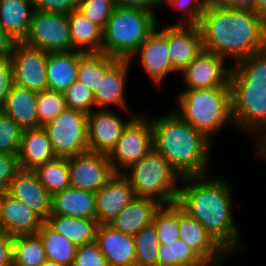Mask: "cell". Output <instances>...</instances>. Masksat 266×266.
<instances>
[{
	"label": "cell",
	"instance_id": "obj_12",
	"mask_svg": "<svg viewBox=\"0 0 266 266\" xmlns=\"http://www.w3.org/2000/svg\"><path fill=\"white\" fill-rule=\"evenodd\" d=\"M70 187L96 193L115 174L108 154L86 151L68 157Z\"/></svg>",
	"mask_w": 266,
	"mask_h": 266
},
{
	"label": "cell",
	"instance_id": "obj_13",
	"mask_svg": "<svg viewBox=\"0 0 266 266\" xmlns=\"http://www.w3.org/2000/svg\"><path fill=\"white\" fill-rule=\"evenodd\" d=\"M225 61V58L204 49L179 74L183 79L184 90L230 87L229 78L232 65Z\"/></svg>",
	"mask_w": 266,
	"mask_h": 266
},
{
	"label": "cell",
	"instance_id": "obj_33",
	"mask_svg": "<svg viewBox=\"0 0 266 266\" xmlns=\"http://www.w3.org/2000/svg\"><path fill=\"white\" fill-rule=\"evenodd\" d=\"M45 189L53 196L70 187L67 157H56L34 170Z\"/></svg>",
	"mask_w": 266,
	"mask_h": 266
},
{
	"label": "cell",
	"instance_id": "obj_46",
	"mask_svg": "<svg viewBox=\"0 0 266 266\" xmlns=\"http://www.w3.org/2000/svg\"><path fill=\"white\" fill-rule=\"evenodd\" d=\"M14 84L13 66L9 58L0 60V109Z\"/></svg>",
	"mask_w": 266,
	"mask_h": 266
},
{
	"label": "cell",
	"instance_id": "obj_20",
	"mask_svg": "<svg viewBox=\"0 0 266 266\" xmlns=\"http://www.w3.org/2000/svg\"><path fill=\"white\" fill-rule=\"evenodd\" d=\"M6 192L23 202L44 221L52 213L53 196L41 184L34 170L19 169Z\"/></svg>",
	"mask_w": 266,
	"mask_h": 266
},
{
	"label": "cell",
	"instance_id": "obj_17",
	"mask_svg": "<svg viewBox=\"0 0 266 266\" xmlns=\"http://www.w3.org/2000/svg\"><path fill=\"white\" fill-rule=\"evenodd\" d=\"M179 239L185 241L208 266H223L224 261L230 257L203 225L184 212L180 206Z\"/></svg>",
	"mask_w": 266,
	"mask_h": 266
},
{
	"label": "cell",
	"instance_id": "obj_30",
	"mask_svg": "<svg viewBox=\"0 0 266 266\" xmlns=\"http://www.w3.org/2000/svg\"><path fill=\"white\" fill-rule=\"evenodd\" d=\"M45 222L77 246L95 241L98 227L96 219L50 215Z\"/></svg>",
	"mask_w": 266,
	"mask_h": 266
},
{
	"label": "cell",
	"instance_id": "obj_6",
	"mask_svg": "<svg viewBox=\"0 0 266 266\" xmlns=\"http://www.w3.org/2000/svg\"><path fill=\"white\" fill-rule=\"evenodd\" d=\"M158 19L151 10L115 6L103 28V53L130 60L157 27Z\"/></svg>",
	"mask_w": 266,
	"mask_h": 266
},
{
	"label": "cell",
	"instance_id": "obj_5",
	"mask_svg": "<svg viewBox=\"0 0 266 266\" xmlns=\"http://www.w3.org/2000/svg\"><path fill=\"white\" fill-rule=\"evenodd\" d=\"M175 97L173 111L212 141L223 128L235 129L230 87L182 90Z\"/></svg>",
	"mask_w": 266,
	"mask_h": 266
},
{
	"label": "cell",
	"instance_id": "obj_28",
	"mask_svg": "<svg viewBox=\"0 0 266 266\" xmlns=\"http://www.w3.org/2000/svg\"><path fill=\"white\" fill-rule=\"evenodd\" d=\"M79 51L49 52L47 58L48 89L64 92L78 76Z\"/></svg>",
	"mask_w": 266,
	"mask_h": 266
},
{
	"label": "cell",
	"instance_id": "obj_40",
	"mask_svg": "<svg viewBox=\"0 0 266 266\" xmlns=\"http://www.w3.org/2000/svg\"><path fill=\"white\" fill-rule=\"evenodd\" d=\"M66 107L90 114L95 108L94 94L87 86L76 80L63 92Z\"/></svg>",
	"mask_w": 266,
	"mask_h": 266
},
{
	"label": "cell",
	"instance_id": "obj_25",
	"mask_svg": "<svg viewBox=\"0 0 266 266\" xmlns=\"http://www.w3.org/2000/svg\"><path fill=\"white\" fill-rule=\"evenodd\" d=\"M37 95V92L13 84L0 110L23 130L38 128Z\"/></svg>",
	"mask_w": 266,
	"mask_h": 266
},
{
	"label": "cell",
	"instance_id": "obj_23",
	"mask_svg": "<svg viewBox=\"0 0 266 266\" xmlns=\"http://www.w3.org/2000/svg\"><path fill=\"white\" fill-rule=\"evenodd\" d=\"M56 157L52 142L44 127L23 130L17 155L20 169L35 170L38 166Z\"/></svg>",
	"mask_w": 266,
	"mask_h": 266
},
{
	"label": "cell",
	"instance_id": "obj_39",
	"mask_svg": "<svg viewBox=\"0 0 266 266\" xmlns=\"http://www.w3.org/2000/svg\"><path fill=\"white\" fill-rule=\"evenodd\" d=\"M23 129L0 110V152L18 155Z\"/></svg>",
	"mask_w": 266,
	"mask_h": 266
},
{
	"label": "cell",
	"instance_id": "obj_29",
	"mask_svg": "<svg viewBox=\"0 0 266 266\" xmlns=\"http://www.w3.org/2000/svg\"><path fill=\"white\" fill-rule=\"evenodd\" d=\"M74 51L103 52V28L90 21L78 9L68 14Z\"/></svg>",
	"mask_w": 266,
	"mask_h": 266
},
{
	"label": "cell",
	"instance_id": "obj_4",
	"mask_svg": "<svg viewBox=\"0 0 266 266\" xmlns=\"http://www.w3.org/2000/svg\"><path fill=\"white\" fill-rule=\"evenodd\" d=\"M229 85L235 128L252 139L266 127V50L234 63Z\"/></svg>",
	"mask_w": 266,
	"mask_h": 266
},
{
	"label": "cell",
	"instance_id": "obj_34",
	"mask_svg": "<svg viewBox=\"0 0 266 266\" xmlns=\"http://www.w3.org/2000/svg\"><path fill=\"white\" fill-rule=\"evenodd\" d=\"M157 266H208L182 239L160 243Z\"/></svg>",
	"mask_w": 266,
	"mask_h": 266
},
{
	"label": "cell",
	"instance_id": "obj_22",
	"mask_svg": "<svg viewBox=\"0 0 266 266\" xmlns=\"http://www.w3.org/2000/svg\"><path fill=\"white\" fill-rule=\"evenodd\" d=\"M95 241L110 266H136L134 236L102 224L97 227Z\"/></svg>",
	"mask_w": 266,
	"mask_h": 266
},
{
	"label": "cell",
	"instance_id": "obj_26",
	"mask_svg": "<svg viewBox=\"0 0 266 266\" xmlns=\"http://www.w3.org/2000/svg\"><path fill=\"white\" fill-rule=\"evenodd\" d=\"M34 11L32 0H0V27L14 42H23Z\"/></svg>",
	"mask_w": 266,
	"mask_h": 266
},
{
	"label": "cell",
	"instance_id": "obj_52",
	"mask_svg": "<svg viewBox=\"0 0 266 266\" xmlns=\"http://www.w3.org/2000/svg\"><path fill=\"white\" fill-rule=\"evenodd\" d=\"M255 11L259 14L262 21L266 24V0H257Z\"/></svg>",
	"mask_w": 266,
	"mask_h": 266
},
{
	"label": "cell",
	"instance_id": "obj_53",
	"mask_svg": "<svg viewBox=\"0 0 266 266\" xmlns=\"http://www.w3.org/2000/svg\"><path fill=\"white\" fill-rule=\"evenodd\" d=\"M41 266H66V265L47 259Z\"/></svg>",
	"mask_w": 266,
	"mask_h": 266
},
{
	"label": "cell",
	"instance_id": "obj_43",
	"mask_svg": "<svg viewBox=\"0 0 266 266\" xmlns=\"http://www.w3.org/2000/svg\"><path fill=\"white\" fill-rule=\"evenodd\" d=\"M72 266H110L96 241L77 246Z\"/></svg>",
	"mask_w": 266,
	"mask_h": 266
},
{
	"label": "cell",
	"instance_id": "obj_32",
	"mask_svg": "<svg viewBox=\"0 0 266 266\" xmlns=\"http://www.w3.org/2000/svg\"><path fill=\"white\" fill-rule=\"evenodd\" d=\"M103 52H80L77 80L94 93L104 73L117 61Z\"/></svg>",
	"mask_w": 266,
	"mask_h": 266
},
{
	"label": "cell",
	"instance_id": "obj_15",
	"mask_svg": "<svg viewBox=\"0 0 266 266\" xmlns=\"http://www.w3.org/2000/svg\"><path fill=\"white\" fill-rule=\"evenodd\" d=\"M165 37L172 66L178 74L204 50L202 33L196 24L166 23Z\"/></svg>",
	"mask_w": 266,
	"mask_h": 266
},
{
	"label": "cell",
	"instance_id": "obj_50",
	"mask_svg": "<svg viewBox=\"0 0 266 266\" xmlns=\"http://www.w3.org/2000/svg\"><path fill=\"white\" fill-rule=\"evenodd\" d=\"M14 41L0 27V60L9 58Z\"/></svg>",
	"mask_w": 266,
	"mask_h": 266
},
{
	"label": "cell",
	"instance_id": "obj_41",
	"mask_svg": "<svg viewBox=\"0 0 266 266\" xmlns=\"http://www.w3.org/2000/svg\"><path fill=\"white\" fill-rule=\"evenodd\" d=\"M210 0H161V8L170 6L180 11L178 24H199L201 16Z\"/></svg>",
	"mask_w": 266,
	"mask_h": 266
},
{
	"label": "cell",
	"instance_id": "obj_49",
	"mask_svg": "<svg viewBox=\"0 0 266 266\" xmlns=\"http://www.w3.org/2000/svg\"><path fill=\"white\" fill-rule=\"evenodd\" d=\"M218 4L227 8L255 10L257 0H215Z\"/></svg>",
	"mask_w": 266,
	"mask_h": 266
},
{
	"label": "cell",
	"instance_id": "obj_3",
	"mask_svg": "<svg viewBox=\"0 0 266 266\" xmlns=\"http://www.w3.org/2000/svg\"><path fill=\"white\" fill-rule=\"evenodd\" d=\"M154 149L181 178L210 174L214 142L174 111L151 117Z\"/></svg>",
	"mask_w": 266,
	"mask_h": 266
},
{
	"label": "cell",
	"instance_id": "obj_16",
	"mask_svg": "<svg viewBox=\"0 0 266 266\" xmlns=\"http://www.w3.org/2000/svg\"><path fill=\"white\" fill-rule=\"evenodd\" d=\"M136 114L131 111L127 120L114 109H95L88 114L89 151L109 154L116 146L123 128Z\"/></svg>",
	"mask_w": 266,
	"mask_h": 266
},
{
	"label": "cell",
	"instance_id": "obj_10",
	"mask_svg": "<svg viewBox=\"0 0 266 266\" xmlns=\"http://www.w3.org/2000/svg\"><path fill=\"white\" fill-rule=\"evenodd\" d=\"M25 45L46 52L74 51L68 14L34 11Z\"/></svg>",
	"mask_w": 266,
	"mask_h": 266
},
{
	"label": "cell",
	"instance_id": "obj_45",
	"mask_svg": "<svg viewBox=\"0 0 266 266\" xmlns=\"http://www.w3.org/2000/svg\"><path fill=\"white\" fill-rule=\"evenodd\" d=\"M19 169L17 156L0 152V185L7 189Z\"/></svg>",
	"mask_w": 266,
	"mask_h": 266
},
{
	"label": "cell",
	"instance_id": "obj_31",
	"mask_svg": "<svg viewBox=\"0 0 266 266\" xmlns=\"http://www.w3.org/2000/svg\"><path fill=\"white\" fill-rule=\"evenodd\" d=\"M42 240L47 259L72 266L77 245L67 239L64 235L56 232L46 222H44L36 233Z\"/></svg>",
	"mask_w": 266,
	"mask_h": 266
},
{
	"label": "cell",
	"instance_id": "obj_2",
	"mask_svg": "<svg viewBox=\"0 0 266 266\" xmlns=\"http://www.w3.org/2000/svg\"><path fill=\"white\" fill-rule=\"evenodd\" d=\"M198 26L204 49L231 65L266 50V24L255 10L227 8L210 0Z\"/></svg>",
	"mask_w": 266,
	"mask_h": 266
},
{
	"label": "cell",
	"instance_id": "obj_18",
	"mask_svg": "<svg viewBox=\"0 0 266 266\" xmlns=\"http://www.w3.org/2000/svg\"><path fill=\"white\" fill-rule=\"evenodd\" d=\"M129 59H118L100 78L97 89L94 91V102L96 109L110 110L117 108L128 111V100L126 99V86L128 72L131 70Z\"/></svg>",
	"mask_w": 266,
	"mask_h": 266
},
{
	"label": "cell",
	"instance_id": "obj_35",
	"mask_svg": "<svg viewBox=\"0 0 266 266\" xmlns=\"http://www.w3.org/2000/svg\"><path fill=\"white\" fill-rule=\"evenodd\" d=\"M47 260L42 240L37 234L13 237V263L18 266H41Z\"/></svg>",
	"mask_w": 266,
	"mask_h": 266
},
{
	"label": "cell",
	"instance_id": "obj_37",
	"mask_svg": "<svg viewBox=\"0 0 266 266\" xmlns=\"http://www.w3.org/2000/svg\"><path fill=\"white\" fill-rule=\"evenodd\" d=\"M153 224L160 243H171L179 238V205H161L156 211Z\"/></svg>",
	"mask_w": 266,
	"mask_h": 266
},
{
	"label": "cell",
	"instance_id": "obj_19",
	"mask_svg": "<svg viewBox=\"0 0 266 266\" xmlns=\"http://www.w3.org/2000/svg\"><path fill=\"white\" fill-rule=\"evenodd\" d=\"M135 197L129 179L123 173H115L95 193L98 225L110 224Z\"/></svg>",
	"mask_w": 266,
	"mask_h": 266
},
{
	"label": "cell",
	"instance_id": "obj_14",
	"mask_svg": "<svg viewBox=\"0 0 266 266\" xmlns=\"http://www.w3.org/2000/svg\"><path fill=\"white\" fill-rule=\"evenodd\" d=\"M162 30L159 26L149 34L148 38L140 45L138 51L130 59V62L139 55V63L144 73L151 79V82L158 88L163 85L165 79L171 73L175 76L179 75L173 68L168 42L165 37V23Z\"/></svg>",
	"mask_w": 266,
	"mask_h": 266
},
{
	"label": "cell",
	"instance_id": "obj_47",
	"mask_svg": "<svg viewBox=\"0 0 266 266\" xmlns=\"http://www.w3.org/2000/svg\"><path fill=\"white\" fill-rule=\"evenodd\" d=\"M13 264V237L0 230V266Z\"/></svg>",
	"mask_w": 266,
	"mask_h": 266
},
{
	"label": "cell",
	"instance_id": "obj_21",
	"mask_svg": "<svg viewBox=\"0 0 266 266\" xmlns=\"http://www.w3.org/2000/svg\"><path fill=\"white\" fill-rule=\"evenodd\" d=\"M45 221L20 200L5 192L0 199V230L12 237L34 235Z\"/></svg>",
	"mask_w": 266,
	"mask_h": 266
},
{
	"label": "cell",
	"instance_id": "obj_54",
	"mask_svg": "<svg viewBox=\"0 0 266 266\" xmlns=\"http://www.w3.org/2000/svg\"><path fill=\"white\" fill-rule=\"evenodd\" d=\"M5 192H6V189L2 185H0V199L2 198Z\"/></svg>",
	"mask_w": 266,
	"mask_h": 266
},
{
	"label": "cell",
	"instance_id": "obj_48",
	"mask_svg": "<svg viewBox=\"0 0 266 266\" xmlns=\"http://www.w3.org/2000/svg\"><path fill=\"white\" fill-rule=\"evenodd\" d=\"M115 6L119 7H131V8H144L154 12L157 9L161 10V0H113Z\"/></svg>",
	"mask_w": 266,
	"mask_h": 266
},
{
	"label": "cell",
	"instance_id": "obj_44",
	"mask_svg": "<svg viewBox=\"0 0 266 266\" xmlns=\"http://www.w3.org/2000/svg\"><path fill=\"white\" fill-rule=\"evenodd\" d=\"M39 12L69 14L78 9L81 0H32Z\"/></svg>",
	"mask_w": 266,
	"mask_h": 266
},
{
	"label": "cell",
	"instance_id": "obj_1",
	"mask_svg": "<svg viewBox=\"0 0 266 266\" xmlns=\"http://www.w3.org/2000/svg\"><path fill=\"white\" fill-rule=\"evenodd\" d=\"M176 203L197 219L229 255L245 251L234 217L231 183L226 178L211 177V173L182 178Z\"/></svg>",
	"mask_w": 266,
	"mask_h": 266
},
{
	"label": "cell",
	"instance_id": "obj_38",
	"mask_svg": "<svg viewBox=\"0 0 266 266\" xmlns=\"http://www.w3.org/2000/svg\"><path fill=\"white\" fill-rule=\"evenodd\" d=\"M66 108L63 92H57L49 89L38 92L37 115L39 127L45 126Z\"/></svg>",
	"mask_w": 266,
	"mask_h": 266
},
{
	"label": "cell",
	"instance_id": "obj_9",
	"mask_svg": "<svg viewBox=\"0 0 266 266\" xmlns=\"http://www.w3.org/2000/svg\"><path fill=\"white\" fill-rule=\"evenodd\" d=\"M57 157H72L89 151L88 114L66 108L43 126Z\"/></svg>",
	"mask_w": 266,
	"mask_h": 266
},
{
	"label": "cell",
	"instance_id": "obj_51",
	"mask_svg": "<svg viewBox=\"0 0 266 266\" xmlns=\"http://www.w3.org/2000/svg\"><path fill=\"white\" fill-rule=\"evenodd\" d=\"M255 147L257 148L256 155L266 161V127L263 128L253 139Z\"/></svg>",
	"mask_w": 266,
	"mask_h": 266
},
{
	"label": "cell",
	"instance_id": "obj_7",
	"mask_svg": "<svg viewBox=\"0 0 266 266\" xmlns=\"http://www.w3.org/2000/svg\"><path fill=\"white\" fill-rule=\"evenodd\" d=\"M123 174L129 179L135 196L151 198L162 205L177 202L182 178L155 149Z\"/></svg>",
	"mask_w": 266,
	"mask_h": 266
},
{
	"label": "cell",
	"instance_id": "obj_24",
	"mask_svg": "<svg viewBox=\"0 0 266 266\" xmlns=\"http://www.w3.org/2000/svg\"><path fill=\"white\" fill-rule=\"evenodd\" d=\"M161 205L154 199L136 196L109 225L121 233L135 236L143 227L153 223Z\"/></svg>",
	"mask_w": 266,
	"mask_h": 266
},
{
	"label": "cell",
	"instance_id": "obj_11",
	"mask_svg": "<svg viewBox=\"0 0 266 266\" xmlns=\"http://www.w3.org/2000/svg\"><path fill=\"white\" fill-rule=\"evenodd\" d=\"M47 58L45 50L14 42L9 56L14 84L37 93L47 90Z\"/></svg>",
	"mask_w": 266,
	"mask_h": 266
},
{
	"label": "cell",
	"instance_id": "obj_36",
	"mask_svg": "<svg viewBox=\"0 0 266 266\" xmlns=\"http://www.w3.org/2000/svg\"><path fill=\"white\" fill-rule=\"evenodd\" d=\"M134 240L136 266H157L160 242L154 224L143 227Z\"/></svg>",
	"mask_w": 266,
	"mask_h": 266
},
{
	"label": "cell",
	"instance_id": "obj_42",
	"mask_svg": "<svg viewBox=\"0 0 266 266\" xmlns=\"http://www.w3.org/2000/svg\"><path fill=\"white\" fill-rule=\"evenodd\" d=\"M114 8L113 0H81L78 10L90 21L104 28Z\"/></svg>",
	"mask_w": 266,
	"mask_h": 266
},
{
	"label": "cell",
	"instance_id": "obj_8",
	"mask_svg": "<svg viewBox=\"0 0 266 266\" xmlns=\"http://www.w3.org/2000/svg\"><path fill=\"white\" fill-rule=\"evenodd\" d=\"M152 149L154 145L151 115L137 113L123 128L116 146L108 154L113 171L123 173Z\"/></svg>",
	"mask_w": 266,
	"mask_h": 266
},
{
	"label": "cell",
	"instance_id": "obj_27",
	"mask_svg": "<svg viewBox=\"0 0 266 266\" xmlns=\"http://www.w3.org/2000/svg\"><path fill=\"white\" fill-rule=\"evenodd\" d=\"M51 215L96 219L95 193L69 187L54 194Z\"/></svg>",
	"mask_w": 266,
	"mask_h": 266
}]
</instances>
